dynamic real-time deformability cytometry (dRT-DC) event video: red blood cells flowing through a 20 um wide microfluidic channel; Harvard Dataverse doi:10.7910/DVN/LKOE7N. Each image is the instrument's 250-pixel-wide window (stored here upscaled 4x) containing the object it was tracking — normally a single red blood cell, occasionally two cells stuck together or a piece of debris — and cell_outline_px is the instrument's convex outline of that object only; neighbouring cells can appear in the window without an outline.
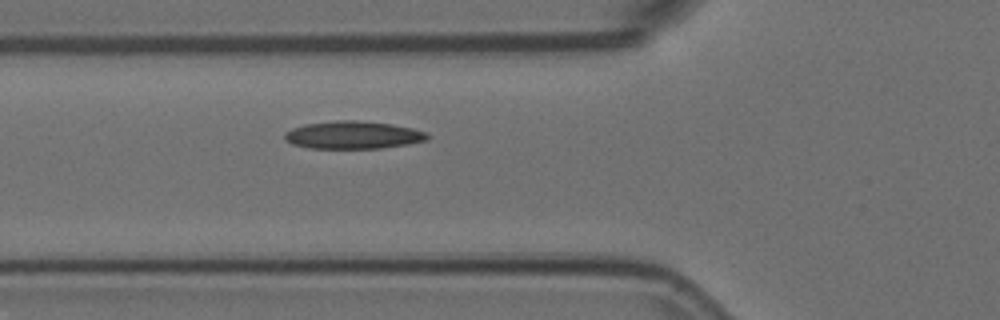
{"species": "Egyptian fruit bat (a non-hibernating species)", "species_latin": "Rousettus aegyptiacus", "temperature_condition": "room temperature", "stored_images_in_passage": 6, "camera_frame_rate_fps": 3000, "um_per_image_px": 0.085, "animal": {"sex": "female"}, "frame": {"image": 1, "passage_image": 6, "time_ms": 1.667, "image_size_px": [1000, 320], "cell_outline_px": [[428, 140], [408, 144], [380, 148], [308, 148], [292, 144], [284, 136], [284, 132], [292, 128], [304, 124], [336, 120], [356, 120], [392, 124], [412, 128], [428, 132]], "centroid_in_image_um": [30.02, 11.47], "position_along_channel_um": 95.8, "area_um2": 23.06}}